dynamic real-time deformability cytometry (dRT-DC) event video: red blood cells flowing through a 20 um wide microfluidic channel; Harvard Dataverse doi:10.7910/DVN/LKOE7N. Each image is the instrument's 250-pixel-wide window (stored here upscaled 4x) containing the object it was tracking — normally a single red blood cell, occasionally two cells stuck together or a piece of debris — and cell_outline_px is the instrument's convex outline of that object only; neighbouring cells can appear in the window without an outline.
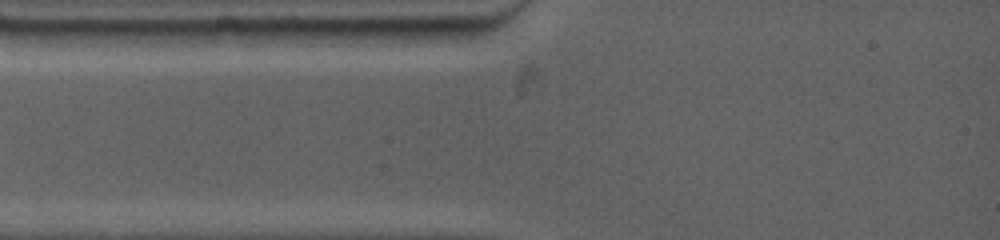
{"species": "common noctule bat (a hibernating species)", "species_latin": "Nyctalus noctula", "temperature_condition": "warm", "stored_images_in_passage": 3, "camera_frame_rate_fps": 4500, "um_per_image_px": 0.085, "animal": {"sex": "female", "body_mass_g": 19.0, "forearm_length_mm": 53.3}, "frame": {"image": 1, "passage_image": 1, "time_ms": 0.0, "image_size_px": [1000, 240], "cell_outline_px": [[472, 36], [460, 44], [352, 44], [344, 28], [468, 28]], "centroid_in_image_um": [34.68, 3.04], "position_along_channel_um": 50.3, "area_um2": 13.87}}